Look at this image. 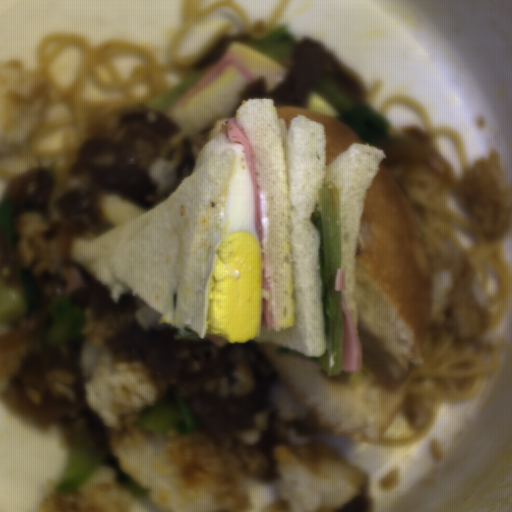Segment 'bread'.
I'll return each mask as SVG.
<instances>
[{"instance_id":"4","label":"bread","mask_w":512,"mask_h":512,"mask_svg":"<svg viewBox=\"0 0 512 512\" xmlns=\"http://www.w3.org/2000/svg\"><path fill=\"white\" fill-rule=\"evenodd\" d=\"M276 109L277 118L284 119L289 131L292 118L298 115L307 116L317 121L324 128L326 136V167L347 152L353 144H366L363 138L351 126L327 114L302 107H280Z\"/></svg>"},{"instance_id":"5","label":"bread","mask_w":512,"mask_h":512,"mask_svg":"<svg viewBox=\"0 0 512 512\" xmlns=\"http://www.w3.org/2000/svg\"><path fill=\"white\" fill-rule=\"evenodd\" d=\"M225 53H232L242 61L254 80L263 78L269 92L279 87L289 74L282 63L235 41L229 43Z\"/></svg>"},{"instance_id":"6","label":"bread","mask_w":512,"mask_h":512,"mask_svg":"<svg viewBox=\"0 0 512 512\" xmlns=\"http://www.w3.org/2000/svg\"><path fill=\"white\" fill-rule=\"evenodd\" d=\"M305 109L326 114L334 119L339 115L338 110L317 91L310 92Z\"/></svg>"},{"instance_id":"3","label":"bread","mask_w":512,"mask_h":512,"mask_svg":"<svg viewBox=\"0 0 512 512\" xmlns=\"http://www.w3.org/2000/svg\"><path fill=\"white\" fill-rule=\"evenodd\" d=\"M217 119L190 176L162 203L98 239L72 241V257L108 288L113 303L132 295L139 323L190 329L201 339L206 285L236 155Z\"/></svg>"},{"instance_id":"2","label":"bread","mask_w":512,"mask_h":512,"mask_svg":"<svg viewBox=\"0 0 512 512\" xmlns=\"http://www.w3.org/2000/svg\"><path fill=\"white\" fill-rule=\"evenodd\" d=\"M238 118L254 154L258 185L267 198L265 245L276 330L260 326L248 341L285 346L305 356L325 353L320 230L311 215L318 190L338 189L340 256L346 306L358 328L356 264L366 195L387 156L372 144H352L327 165V136L316 120L297 115L288 128L273 98H246ZM233 117V118H234Z\"/></svg>"},{"instance_id":"1","label":"bread","mask_w":512,"mask_h":512,"mask_svg":"<svg viewBox=\"0 0 512 512\" xmlns=\"http://www.w3.org/2000/svg\"><path fill=\"white\" fill-rule=\"evenodd\" d=\"M434 273L416 214L381 162L364 200L356 264L359 372L330 376L318 362L278 357L257 344L283 387L319 423L361 442L378 440L403 407L418 369Z\"/></svg>"}]
</instances>
